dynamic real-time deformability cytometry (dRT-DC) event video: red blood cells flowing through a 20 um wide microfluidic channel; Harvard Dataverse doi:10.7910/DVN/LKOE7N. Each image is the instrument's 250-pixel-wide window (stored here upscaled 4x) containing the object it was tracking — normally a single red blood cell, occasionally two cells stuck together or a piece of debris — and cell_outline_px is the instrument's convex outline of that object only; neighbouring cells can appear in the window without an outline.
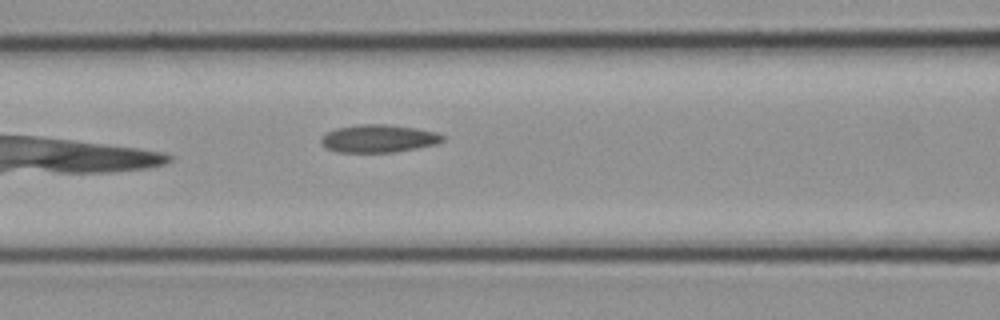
{"species": "common noctule bat (a hibernating species)", "species_latin": "Nyctalus noctula", "temperature_condition": "cold", "stored_images_in_passage": 10, "camera_frame_rate_fps": 3000, "um_per_image_px": 0.085, "animal": {"sex": "female", "body_mass_g": 21.9}, "frame": {"image": 1, "passage_image": 10, "time_ms": 3.0, "image_size_px": [1000, 320], "cell_outline_px": [[444, 140], [440, 144], [396, 152], [336, 152], [328, 148], [320, 140], [328, 132], [336, 128], [356, 124], [388, 124], [416, 128], [436, 132], [444, 136]], "centroid_in_image_um": [32.24, 11.77], "position_along_channel_um": 134.4, "area_um2": 19.77}}